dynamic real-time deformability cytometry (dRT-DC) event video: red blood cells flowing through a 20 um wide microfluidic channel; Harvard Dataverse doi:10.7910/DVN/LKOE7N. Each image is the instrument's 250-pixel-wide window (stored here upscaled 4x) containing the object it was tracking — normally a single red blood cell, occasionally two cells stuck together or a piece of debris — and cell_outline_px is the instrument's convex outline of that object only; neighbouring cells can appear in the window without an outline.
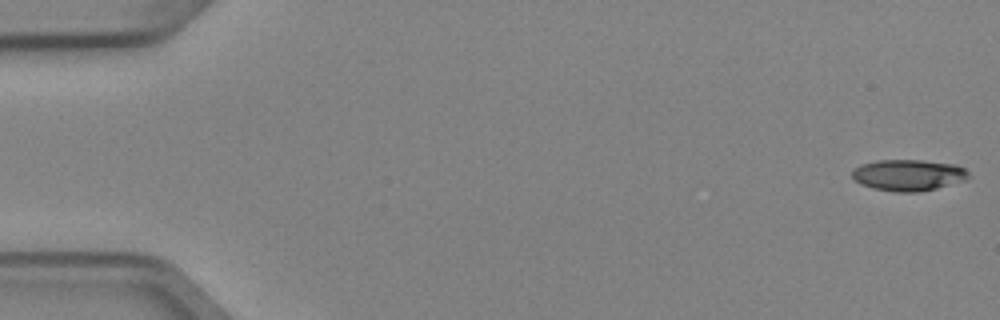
{"species": "Egyptian fruit bat (a non-hibernating species)", "species_latin": "Rousettus aegyptiacus", "temperature_condition": "cold", "stored_images_in_passage": 4, "camera_frame_rate_fps": 3000, "um_per_image_px": 0.085, "animal": {"sex": "female"}, "frame": {"image": 1, "passage_image": 1, "time_ms": 0.0, "image_size_px": [1000, 320], "cell_outline_px": [[972, 176], [964, 180], [936, 188], [920, 192], [896, 192], [872, 188], [860, 184], [852, 180], [852, 172], [860, 164], [876, 160], [924, 160], [956, 164], [964, 168]], "centroid_in_image_um": [77.2, 14.88], "position_along_channel_um": 7.8, "area_um2": 21.44}}
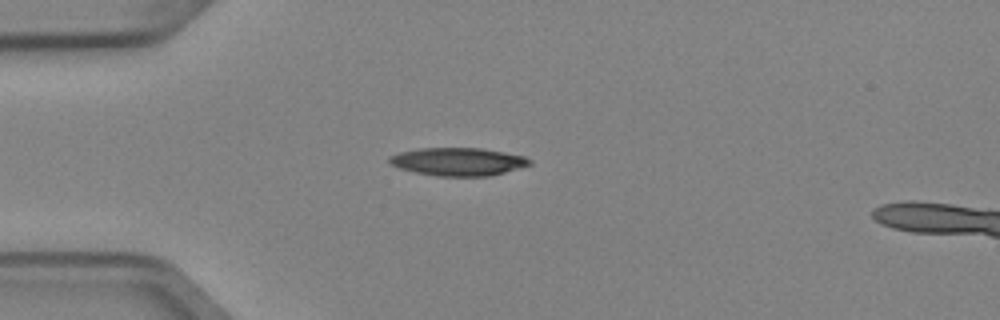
{"frame": {"image": 2, "passage_image": 4, "time_ms": 1.0, "image_size_px": [1000, 320], "cell_outline_px": [[532, 164], [504, 172], [488, 176], [436, 176], [416, 172], [400, 168], [392, 164], [388, 160], [388, 156], [400, 152], [420, 148], [480, 148], [504, 152], [524, 156], [532, 160]], "centroid_in_image_um": [38.94, 13.73], "position_along_channel_um": 46.1, "area_um2": 22.72}}